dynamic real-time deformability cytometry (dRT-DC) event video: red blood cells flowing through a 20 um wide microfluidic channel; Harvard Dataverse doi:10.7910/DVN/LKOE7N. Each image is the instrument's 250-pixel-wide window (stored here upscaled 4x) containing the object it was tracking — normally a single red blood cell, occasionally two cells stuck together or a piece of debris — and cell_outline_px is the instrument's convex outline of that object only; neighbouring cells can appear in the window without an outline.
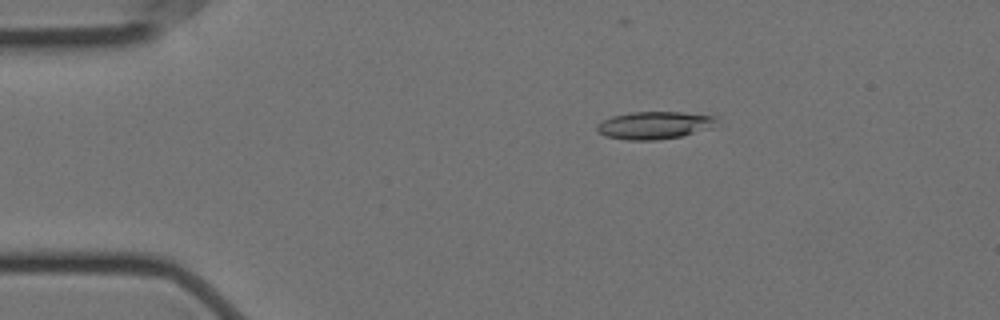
{"species": "Egyptian fruit bat (a non-hibernating species)", "species_latin": "Rousettus aegyptiacus", "temperature_condition": "cold", "stored_images_in_passage": 5, "camera_frame_rate_fps": 3000, "um_per_image_px": 0.085, "animal": {"sex": "female"}, "frame": {"image": 1, "passage_image": 2, "time_ms": 0.333, "image_size_px": [1000, 320], "cell_outline_px": [[716, 120], [712, 128], [684, 136], [656, 140], [628, 140], [604, 136], [596, 128], [596, 124], [612, 116], [632, 112], [680, 112], [716, 116]], "centroid_in_image_um": [55.63, 10.65], "position_along_channel_um": 29.4, "area_um2": 19.25}}
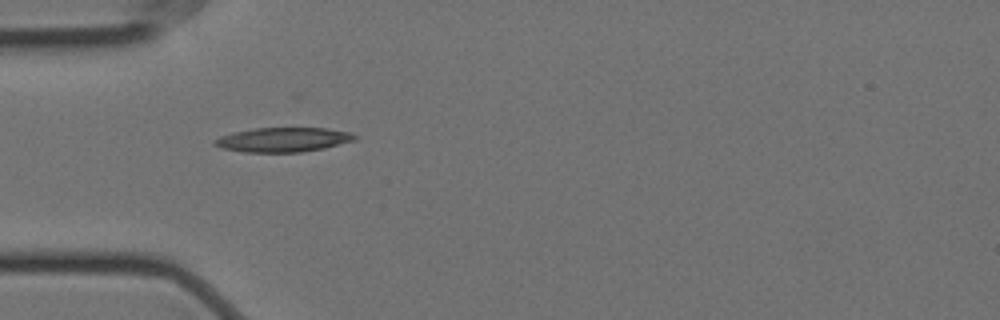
{"frame": {"image": 2, "passage_image": 4, "time_ms": 1.0, "image_size_px": [1000, 320], "cell_outline_px": [[360, 136], [356, 140], [324, 148], [300, 152], [244, 152], [220, 148], [212, 144], [212, 140], [220, 136], [232, 132], [256, 128], [328, 128], [352, 132]], "centroid_in_image_um": [24.07, 11.87], "position_along_channel_um": 60.9, "area_um2": 20.23}}
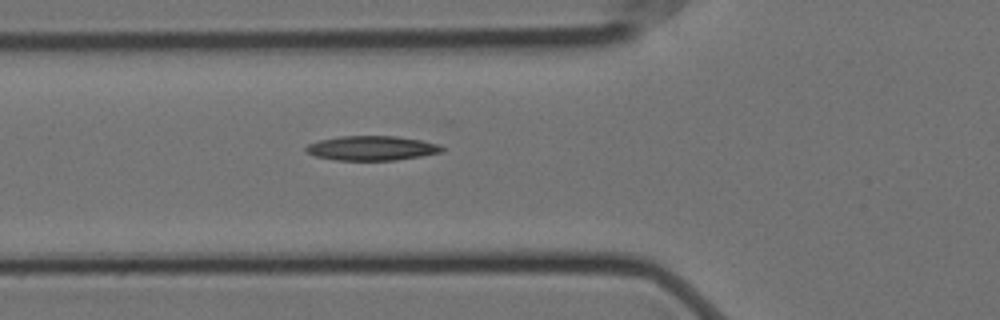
{"frame": {"image": 3, "passage_image": 5, "time_ms": 1.333, "image_size_px": [1000, 320], "cell_outline_px": [[444, 148], [440, 152], [420, 156], [396, 160], [332, 160], [316, 156], [308, 152], [304, 148], [308, 144], [320, 140], [340, 136], [396, 136], [420, 140], [440, 144]], "centroid_in_image_um": [31.59, 12.59], "position_along_channel_um": 94.2, "area_um2": 19.31}}